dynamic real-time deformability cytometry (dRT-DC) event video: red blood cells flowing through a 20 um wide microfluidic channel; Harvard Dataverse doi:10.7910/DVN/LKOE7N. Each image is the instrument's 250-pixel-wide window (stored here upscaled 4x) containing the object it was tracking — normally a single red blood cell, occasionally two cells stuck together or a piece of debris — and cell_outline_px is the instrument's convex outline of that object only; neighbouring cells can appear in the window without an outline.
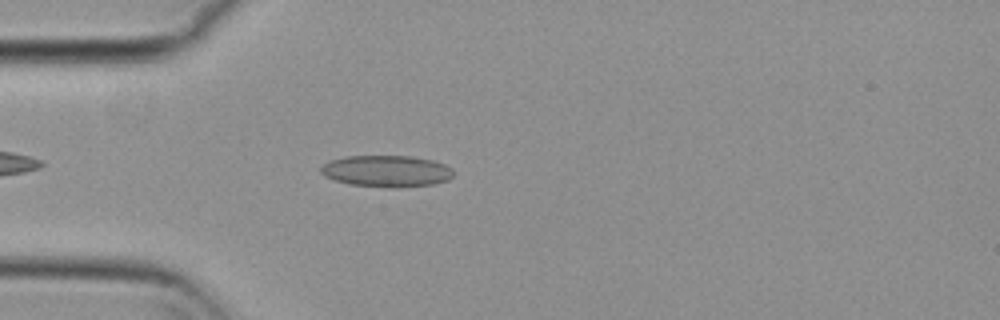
{"species": "common noctule bat (a hibernating species)", "species_latin": "Nyctalus noctula", "temperature_condition": "cold", "stored_images_in_passage": 45, "camera_frame_rate_fps": 3000, "um_per_image_px": 0.085, "animal": {"sex": "female", "body_mass_g": 29.2, "forearm_length_mm": 56.3}, "frame": {"image": 1, "passage_image": 5, "time_ms": 1.333, "image_size_px": [1000, 320], "cell_outline_px": [[452, 176], [448, 180], [432, 184], [400, 188], [392, 188], [348, 184], [324, 176], [320, 172], [320, 168], [324, 164], [332, 160], [344, 156], [412, 156], [432, 160], [444, 164], [452, 168]], "centroid_in_image_um": [32.85, 14.55], "position_along_channel_um": 52.1, "area_um2": 24.45}}
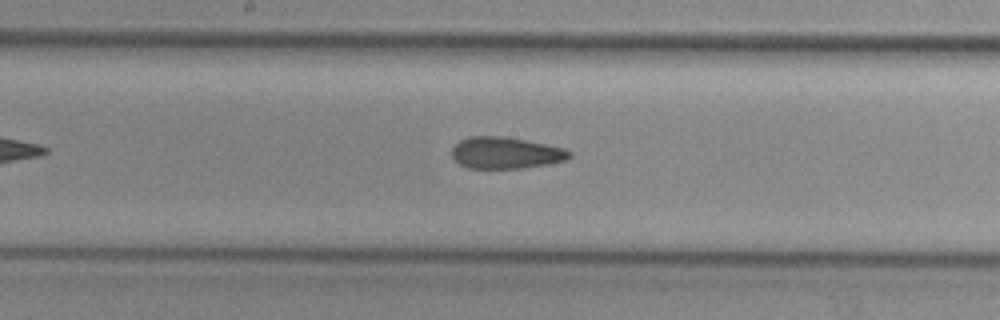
{"frame": {"image": 2, "passage_image": 18, "time_ms": 5.667, "image_size_px": [1000, 320], "cell_outline_px": [[572, 156], [568, 160], [520, 168], [468, 168], [460, 164], [452, 156], [452, 148], [460, 140], [468, 136], [500, 136], [524, 140], [564, 148], [572, 152]], "centroid_in_image_um": [42.98, 12.99], "position_along_channel_um": 205.2, "area_um2": 21.44}}
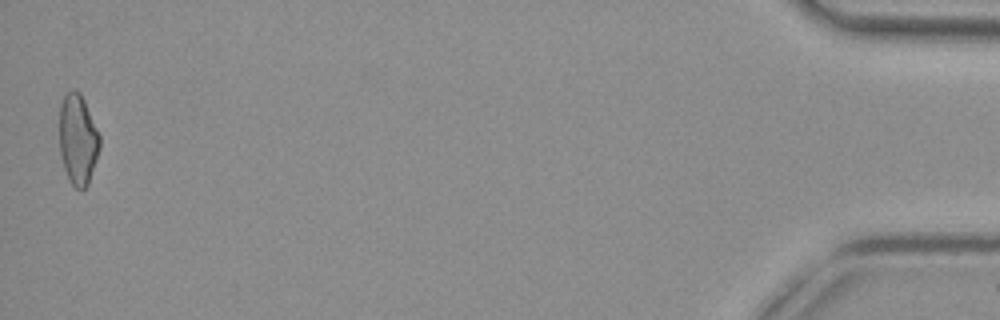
{"frame": {"image": 3, "passage_image": 44, "time_ms": 14.333, "image_size_px": [1000, 320], "cell_outline_px": [[100, 148], [88, 184], [80, 192], [72, 184], [64, 168], [60, 156], [60, 104], [64, 96], [72, 88], [80, 92], [84, 100], [100, 136]], "centroid_in_image_um": [6.62, 11.85], "position_along_channel_um": 428.6, "area_um2": 21.15}, "authors_computed_cell_mechanics": {"area_um2": 22.0218, "velocity_mm_per_s": 3.7285, "shape_relaxation_time_tau1_ms": null, "shape_relaxation_time_tau2_ms": 2.7271, "deformation_change_tau1": null, "deformation_change_tau2": 0.0971}}